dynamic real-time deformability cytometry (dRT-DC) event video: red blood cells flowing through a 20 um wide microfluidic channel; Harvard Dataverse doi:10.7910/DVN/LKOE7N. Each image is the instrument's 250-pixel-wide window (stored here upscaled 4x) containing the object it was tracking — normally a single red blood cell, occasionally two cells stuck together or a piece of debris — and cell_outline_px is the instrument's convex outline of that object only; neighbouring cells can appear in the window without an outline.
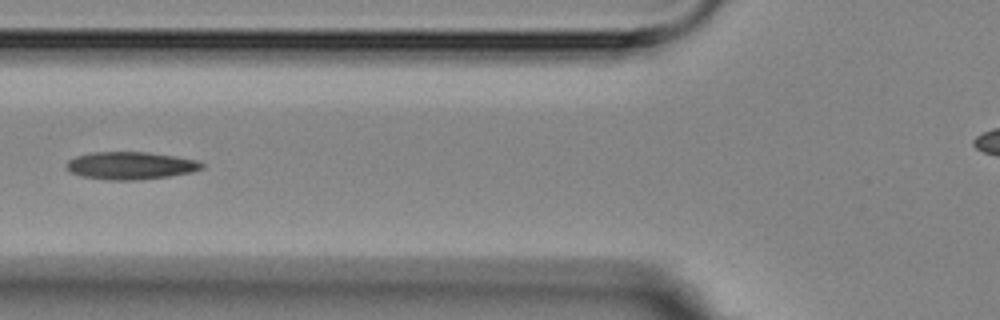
{"species": "Egyptian fruit bat (a non-hibernating species)", "species_latin": "Rousettus aegyptiacus", "temperature_condition": "room temperature", "stored_images_in_passage": 6, "camera_frame_rate_fps": 3000, "um_per_image_px": 0.085, "animal": {"sex": "female"}, "frame": {"image": 1, "passage_image": 5, "time_ms": 4.667, "image_size_px": [1000, 320], "cell_outline_px": [[204, 168], [192, 172], [168, 176], [136, 180], [108, 180], [80, 176], [72, 172], [68, 168], [68, 160], [76, 156], [92, 152], [148, 152], [176, 156], [196, 160], [204, 164]], "centroid_in_image_um": [11.12, 14.07], "position_along_channel_um": 114.7, "area_um2": 21.68}}
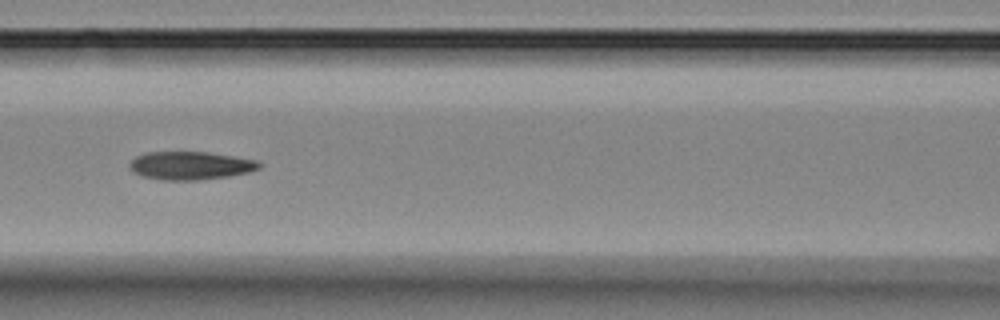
{"frame": {"image": 2, "passage_image": 6, "time_ms": 5.667, "image_size_px": [1000, 320], "cell_outline_px": [[260, 168], [248, 172], [228, 176], [196, 180], [164, 180], [144, 176], [132, 172], [128, 168], [128, 164], [136, 156], [144, 152], [208, 152], [256, 160], [260, 164]], "centroid_in_image_um": [16.13, 14.07], "position_along_channel_um": 150.5, "area_um2": 21.15}}